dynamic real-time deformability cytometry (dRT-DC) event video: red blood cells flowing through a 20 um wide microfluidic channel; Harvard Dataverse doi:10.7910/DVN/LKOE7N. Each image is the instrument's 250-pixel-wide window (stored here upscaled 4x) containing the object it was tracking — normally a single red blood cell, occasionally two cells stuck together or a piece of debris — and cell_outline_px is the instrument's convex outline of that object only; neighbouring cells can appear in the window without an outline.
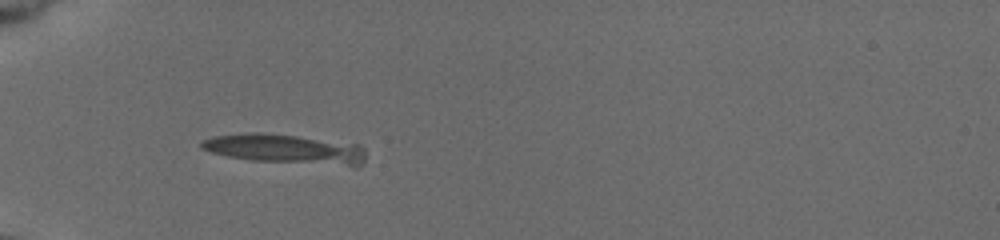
{"species": "common noctule bat (a hibernating species)", "species_latin": "Nyctalus noctula", "temperature_condition": "cold", "stored_images_in_passage": 4, "camera_frame_rate_fps": 3000, "um_per_image_px": 0.085, "animal": {"sex": "female", "body_mass_g": 19.5, "forearm_length_mm": 54.1}, "frame": {"image": 1, "passage_image": 1, "time_ms": 0.0, "image_size_px": [1000, 240], "cell_outline_px": [[364, 164], [356, 168], [352, 168], [252, 160], [228, 156], [212, 152], [200, 148], [200, 140], [212, 136], [244, 132], [260, 132], [296, 136], [360, 144], [364, 148]], "centroid_in_image_um": [24.32, 12.69], "position_along_channel_um": 60.7, "area_um2": 29.13}}